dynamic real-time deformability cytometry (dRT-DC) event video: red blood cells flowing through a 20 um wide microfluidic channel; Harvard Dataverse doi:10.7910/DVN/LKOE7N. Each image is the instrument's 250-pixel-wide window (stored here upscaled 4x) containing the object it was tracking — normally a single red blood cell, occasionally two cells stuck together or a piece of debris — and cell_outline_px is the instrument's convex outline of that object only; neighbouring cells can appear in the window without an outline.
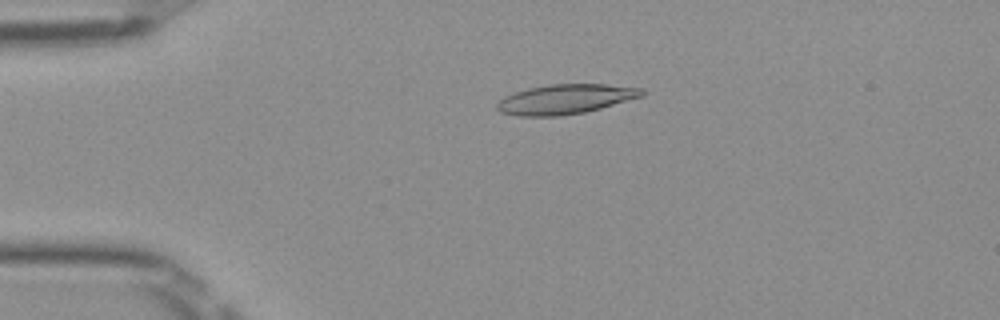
{"species": "Egyptian fruit bat (a non-hibernating species)", "species_latin": "Rousettus aegyptiacus", "temperature_condition": "room temperature", "stored_images_in_passage": 41, "camera_frame_rate_fps": 3000, "um_per_image_px": 0.085, "frame": {"image": 1, "passage_image": 2, "time_ms": 0.333, "image_size_px": [1000, 320], "cell_outline_px": [[648, 92], [644, 96], [600, 108], [584, 112], [560, 116], [520, 116], [500, 112], [496, 108], [496, 104], [504, 96], [528, 88], [548, 84], [604, 84], [644, 88]], "centroid_in_image_um": [48.09, 8.42], "position_along_channel_um": 36.9, "area_um2": 25.2}}
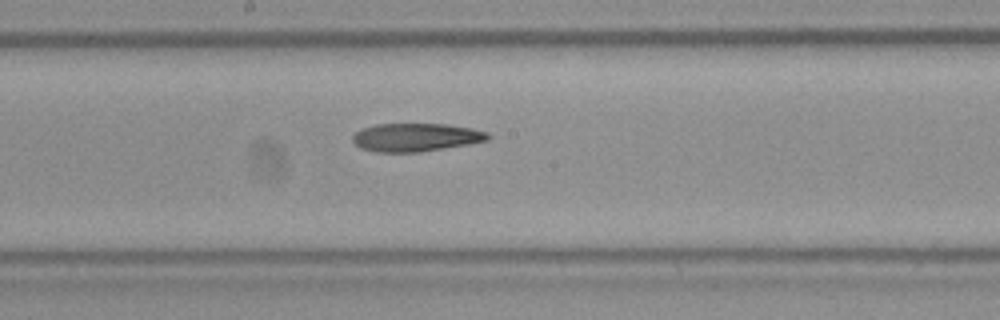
{"frame": {"image": 2, "passage_image": 18, "time_ms": 5.667, "image_size_px": [1000, 320], "cell_outline_px": [[492, 136], [488, 140], [468, 144], [420, 152], [376, 152], [360, 148], [352, 140], [352, 136], [356, 132], [364, 128], [376, 124], [448, 124], [472, 128], [488, 132]], "centroid_in_image_um": [35.37, 11.67], "position_along_channel_um": 212.8, "area_um2": 22.25}}
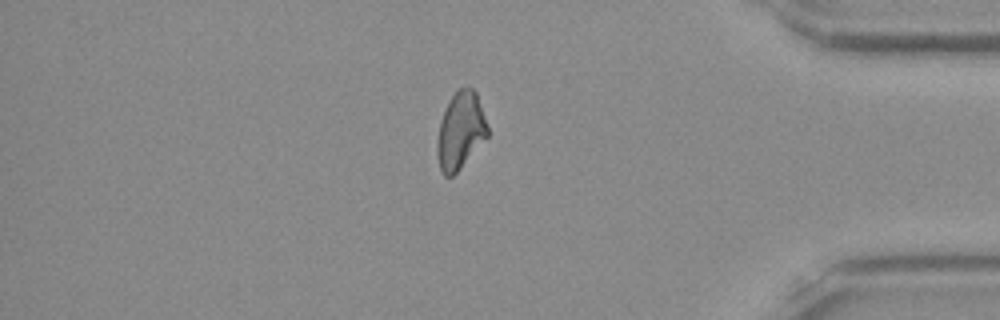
{"frame": {"image": 3, "passage_image": 34, "time_ms": 11.0, "image_size_px": [1000, 320], "cell_outline_px": [[488, 136], [460, 168], [452, 176], [444, 176], [440, 168], [436, 152], [436, 144], [440, 120], [452, 96], [460, 88], [468, 84], [476, 92], [488, 124]], "centroid_in_image_um": [39.14, 11.09], "position_along_channel_um": 396.1, "area_um2": 22.54}}